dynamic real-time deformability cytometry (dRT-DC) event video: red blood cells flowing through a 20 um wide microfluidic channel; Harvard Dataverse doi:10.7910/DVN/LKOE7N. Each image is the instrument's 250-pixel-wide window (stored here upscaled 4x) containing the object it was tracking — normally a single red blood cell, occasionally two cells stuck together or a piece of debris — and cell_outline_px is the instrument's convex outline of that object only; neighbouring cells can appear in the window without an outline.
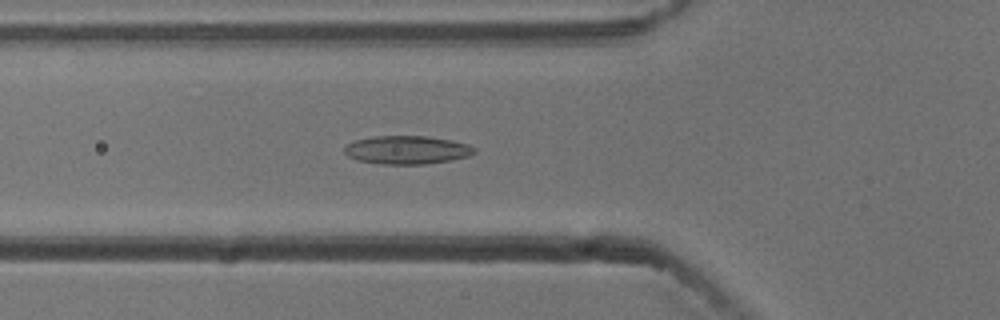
{"species": "common noctule bat (a hibernating species)", "species_latin": "Nyctalus noctula", "temperature_condition": "cold", "stored_images_in_passage": 54, "camera_frame_rate_fps": 3000, "um_per_image_px": 0.085, "animal": {"sex": "male", "body_mass_g": 13.3}, "frame": {"image": 1, "passage_image": 19, "time_ms": 6.0, "image_size_px": [1000, 320], "cell_outline_px": [[476, 152], [468, 156], [448, 160], [424, 164], [384, 164], [356, 160], [348, 156], [344, 152], [344, 148], [348, 144], [356, 140], [372, 136], [428, 136], [452, 140], [468, 144], [476, 148]], "centroid_in_image_um": [34.59, 12.73], "position_along_channel_um": 91.2, "area_um2": 21.39}}
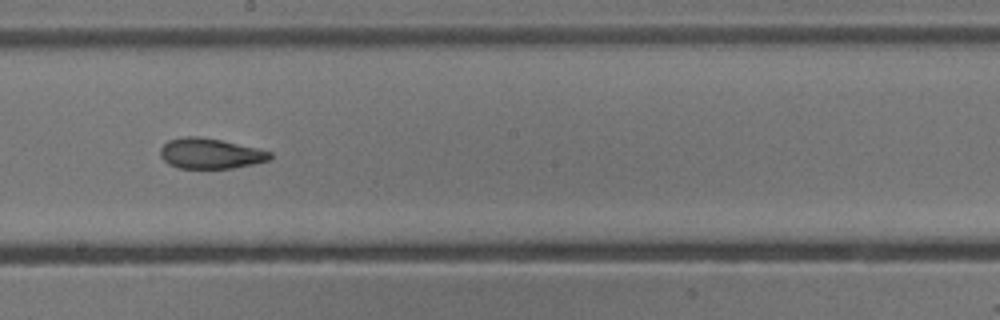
{"frame": {"image": 2, "passage_image": 30, "time_ms": 9.667, "image_size_px": [1000, 320], "cell_outline_px": [[272, 160], [232, 168], [180, 168], [168, 164], [160, 156], [160, 148], [168, 140], [184, 136], [200, 136], [220, 140], [256, 148], [272, 152]], "centroid_in_image_um": [17.87, 13.04], "position_along_channel_um": 230.3, "area_um2": 19.42}}
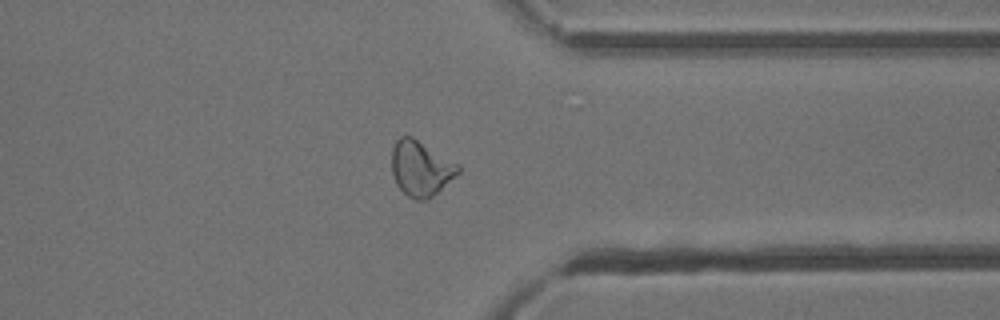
{"frame": {"image": 3, "passage_image": 42, "time_ms": 13.667, "image_size_px": [1000, 320], "cell_outline_px": [[460, 172], [432, 196], [424, 200], [416, 200], [408, 196], [396, 184], [392, 172], [392, 148], [396, 140], [400, 136], [412, 136], [460, 164]], "centroid_in_image_um": [35.77, 14.29], "position_along_channel_um": 375.6, "area_um2": 21.33}, "authors_computed_cell_mechanics": {"area_um2": 21.0681, "velocity_mm_per_s": 3.7705, "shape_relaxation_time_tau1_ms": null, "shape_relaxation_time_tau2_ms": 2.5202, "deformation_change_tau1": null, "deformation_change_tau2": 0.0956}}